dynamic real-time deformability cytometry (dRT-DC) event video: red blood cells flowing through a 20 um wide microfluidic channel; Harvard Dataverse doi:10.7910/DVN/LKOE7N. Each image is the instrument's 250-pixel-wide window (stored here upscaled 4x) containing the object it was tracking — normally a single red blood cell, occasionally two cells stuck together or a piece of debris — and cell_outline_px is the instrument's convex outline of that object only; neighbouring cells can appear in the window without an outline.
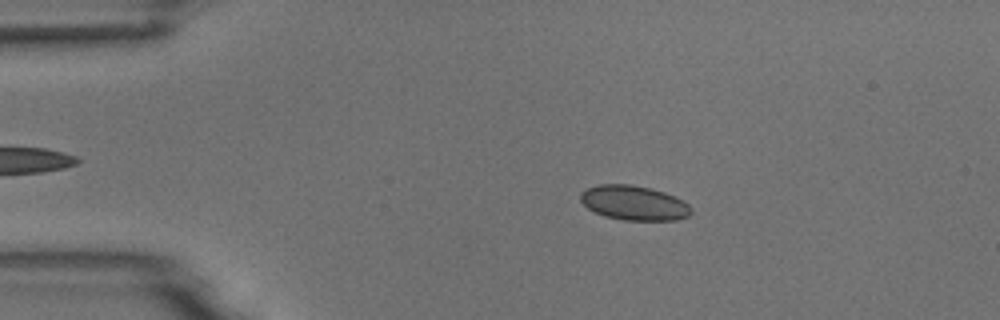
{"species": "common noctule bat (a hibernating species)", "species_latin": "Nyctalus noctula", "temperature_condition": "room temperature", "stored_images_in_passage": 46, "camera_frame_rate_fps": 3000, "um_per_image_px": 0.085, "animal": {"sex": "male", "body_mass_g": 18.8}, "frame": {"image": 1, "passage_image": 10, "time_ms": 3.0, "image_size_px": [1000, 320], "cell_outline_px": [[692, 212], [688, 216], [676, 220], [624, 220], [604, 216], [588, 208], [580, 200], [580, 192], [588, 188], [600, 184], [628, 184], [648, 188], [664, 192], [688, 204], [692, 208]], "centroid_in_image_um": [53.87, 17.25], "position_along_channel_um": 31.1, "area_um2": 22.08}}
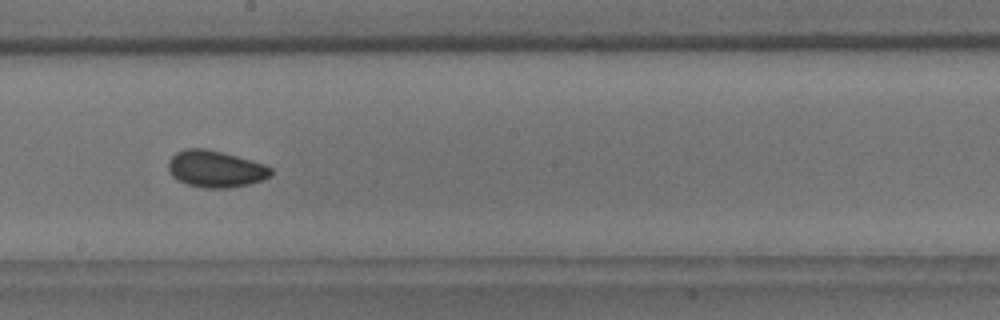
{"frame": {"image": 2, "passage_image": 30, "time_ms": 9.667, "image_size_px": [1000, 320], "cell_outline_px": [[272, 176], [264, 180], [232, 188], [204, 188], [188, 184], [172, 176], [168, 168], [168, 160], [176, 152], [184, 148], [204, 148], [236, 156], [264, 164], [272, 168]], "centroid_in_image_um": [18.33, 14.36], "position_along_channel_um": 229.9, "area_um2": 21.96}}
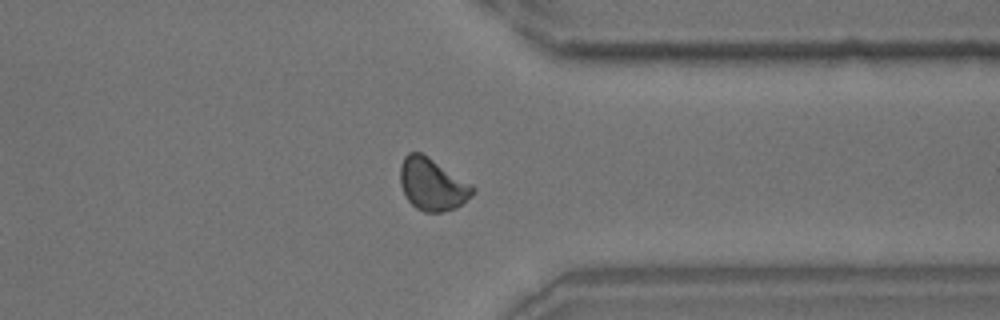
{"frame": {"image": 3, "passage_image": 42, "time_ms": 13.667, "image_size_px": [1000, 320], "cell_outline_px": [[476, 192], [472, 196], [456, 208], [440, 212], [424, 212], [416, 208], [408, 200], [400, 184], [400, 164], [404, 156], [408, 152], [420, 152], [428, 156], [472, 184], [476, 188]], "centroid_in_image_um": [36.75, 15.66], "position_along_channel_um": 374.6, "area_um2": 22.2}, "authors_computed_cell_mechanics": {"area_um2": 21.6172, "velocity_mm_per_s": 3.7053, "shape_relaxation_time_tau1_ms": 3.4712, "shape_relaxation_time_tau2_ms": 1.7677, "deformation_change_tau1": 0.0501, "deformation_change_tau2": 0.0507}}